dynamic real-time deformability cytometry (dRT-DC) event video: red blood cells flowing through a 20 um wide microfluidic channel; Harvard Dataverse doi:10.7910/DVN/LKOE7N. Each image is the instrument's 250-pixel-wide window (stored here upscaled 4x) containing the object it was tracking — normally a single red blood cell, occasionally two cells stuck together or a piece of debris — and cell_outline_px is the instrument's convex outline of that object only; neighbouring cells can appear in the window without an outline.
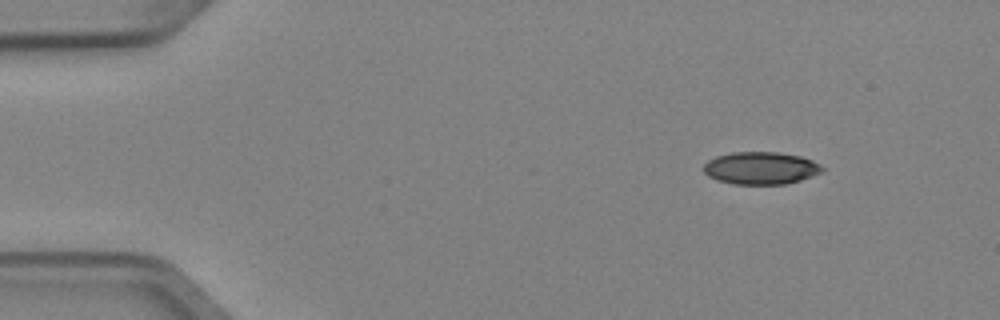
{"species": "Egyptian fruit bat (a non-hibernating species)", "species_latin": "Rousettus aegyptiacus", "temperature_condition": "cold", "stored_images_in_passage": 7, "camera_frame_rate_fps": 3000, "um_per_image_px": 0.085, "animal": {"sex": "female"}, "frame": {"image": 1, "passage_image": 1, "time_ms": 0.0, "image_size_px": [1000, 320], "cell_outline_px": [[824, 172], [788, 184], [732, 184], [716, 180], [708, 176], [704, 172], [704, 164], [708, 160], [716, 156], [732, 152], [776, 152], [800, 156], [812, 160], [820, 164], [824, 168]], "centroid_in_image_um": [64.67, 14.29], "position_along_channel_um": 20.3, "area_um2": 22.6}}
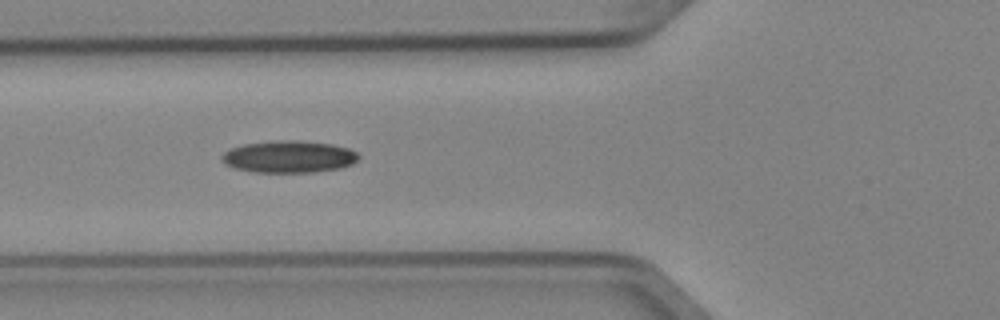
{"frame": {"image": 2, "passage_image": 5, "time_ms": 1.333, "image_size_px": [1000, 320], "cell_outline_px": [[360, 156], [352, 164], [340, 168], [312, 172], [256, 172], [236, 168], [224, 164], [220, 160], [220, 156], [224, 152], [232, 148], [244, 144], [276, 140], [300, 140], [332, 144], [348, 148], [356, 152]], "centroid_in_image_um": [24.54, 13.31], "position_along_channel_um": 101.3, "area_um2": 25.55}}
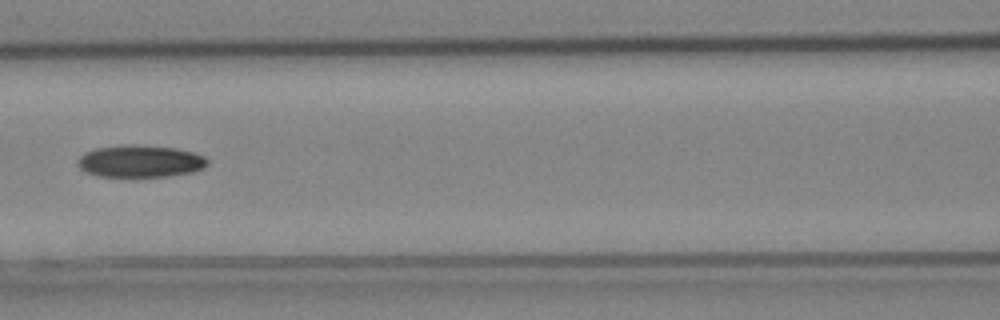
{"frame": {"image": 3, "passage_image": 6, "time_ms": 1.667, "image_size_px": [1000, 320], "cell_outline_px": [[208, 164], [204, 168], [192, 172], [168, 176], [96, 176], [80, 168], [80, 156], [84, 152], [96, 148], [128, 144], [132, 144], [176, 148], [192, 152], [204, 156], [208, 160]], "centroid_in_image_um": [11.95, 13.69], "position_along_channel_um": 154.6, "area_um2": 24.1}}